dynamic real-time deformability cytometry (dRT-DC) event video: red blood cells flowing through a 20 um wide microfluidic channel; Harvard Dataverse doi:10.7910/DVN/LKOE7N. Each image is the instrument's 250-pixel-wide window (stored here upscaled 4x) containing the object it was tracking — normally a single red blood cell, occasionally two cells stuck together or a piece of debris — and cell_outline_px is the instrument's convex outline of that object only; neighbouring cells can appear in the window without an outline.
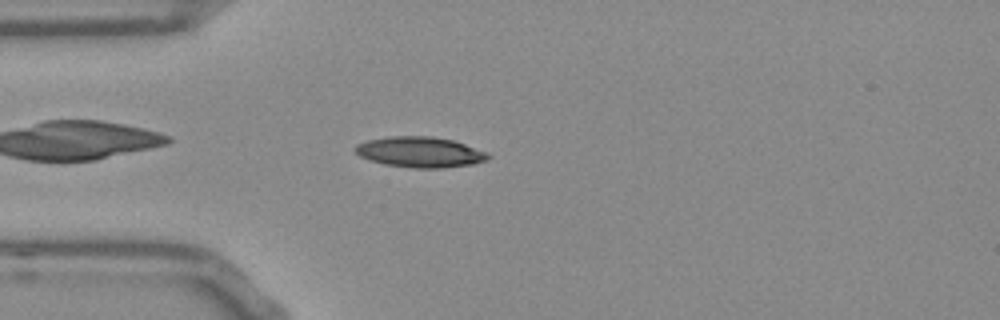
{"species": "Egyptian fruit bat (a non-hibernating species)", "species_latin": "Rousettus aegyptiacus", "temperature_condition": "room temperature", "stored_images_in_passage": 43, "camera_frame_rate_fps": 3000, "um_per_image_px": 0.085, "frame": {"image": 1, "passage_image": 4, "time_ms": 1.0, "image_size_px": [1000, 320], "cell_outline_px": [[492, 156], [488, 160], [472, 164], [440, 168], [412, 168], [384, 164], [360, 156], [356, 152], [356, 144], [368, 140], [392, 136], [432, 136], [452, 140], [488, 152]], "centroid_in_image_um": [35.74, 12.93], "position_along_channel_um": 49.3, "area_um2": 23.52}}
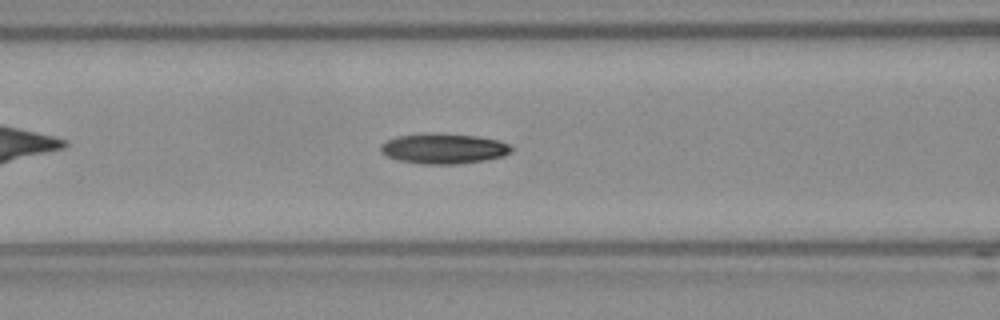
{"frame": {"image": 2, "passage_image": 11, "time_ms": 3.333, "image_size_px": [1000, 320], "cell_outline_px": [[512, 152], [504, 156], [484, 160], [456, 164], [424, 164], [400, 160], [388, 156], [380, 152], [380, 144], [396, 136], [424, 132], [440, 132], [480, 136], [500, 140], [508, 144], [512, 148]], "centroid_in_image_um": [37.72, 12.6], "position_along_channel_um": 128.9, "area_um2": 23.47}}
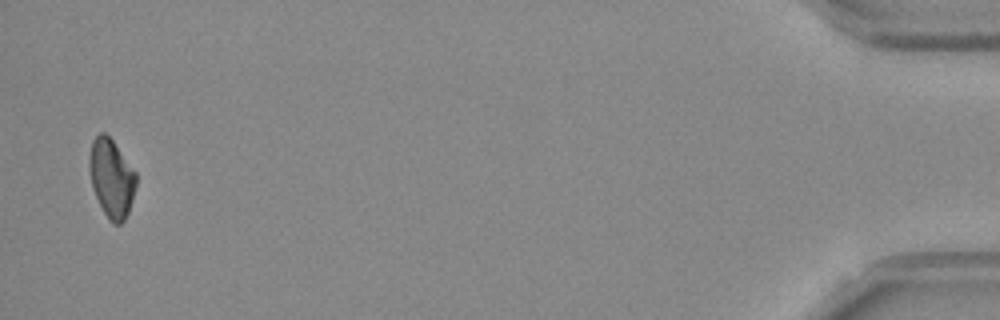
{"frame": {"image": 3, "passage_image": 42, "time_ms": 13.667, "image_size_px": [1000, 320], "cell_outline_px": [[136, 184], [132, 200], [128, 212], [124, 220], [120, 224], [112, 224], [104, 212], [96, 196], [92, 184], [88, 168], [88, 160], [92, 140], [100, 132], [104, 132], [112, 140], [136, 172]], "centroid_in_image_um": [9.46, 15.13], "position_along_channel_um": 425.7, "area_um2": 21.15}, "authors_computed_cell_mechanics": {"area_um2": 21.9062, "velocity_mm_per_s": 3.7757, "shape_relaxation_time_tau1_ms": null, "shape_relaxation_time_tau2_ms": 8.432, "deformation_change_tau1": null, "deformation_change_tau2": 0.1564}}